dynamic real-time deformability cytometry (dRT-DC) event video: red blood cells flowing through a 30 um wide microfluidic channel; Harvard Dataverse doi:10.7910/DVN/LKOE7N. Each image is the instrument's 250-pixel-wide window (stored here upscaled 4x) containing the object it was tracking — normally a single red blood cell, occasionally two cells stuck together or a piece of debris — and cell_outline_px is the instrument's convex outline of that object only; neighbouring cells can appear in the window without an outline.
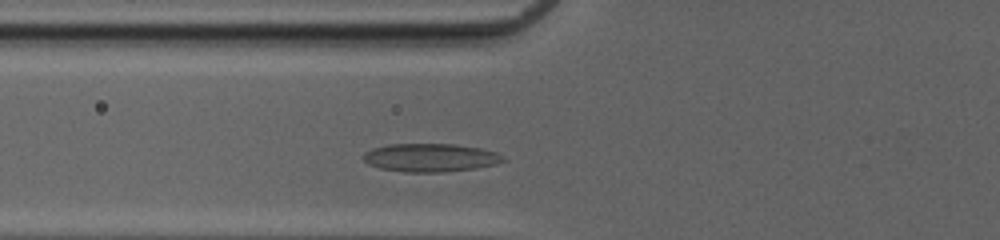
{"species": "common noctule bat (a hibernating species)", "species_latin": "Nyctalus noctula", "temperature_condition": "cold", "stored_images_in_passage": 34, "camera_frame_rate_fps": 3000, "um_per_image_px": 0.085, "animal": {"sex": "female", "body_mass_g": 20.0, "forearm_length_mm": 54.0}, "frame": {"image": 1, "passage_image": 7, "time_ms": 2.0, "image_size_px": [1000, 240], "cell_outline_px": [[508, 160], [496, 164], [476, 168], [444, 172], [404, 172], [380, 168], [368, 164], [364, 160], [364, 152], [372, 148], [388, 144], [452, 144], [480, 148], [496, 152], [504, 156]], "centroid_in_image_um": [36.6, 13.4], "position_along_channel_um": 89.2, "area_um2": 23.12}}
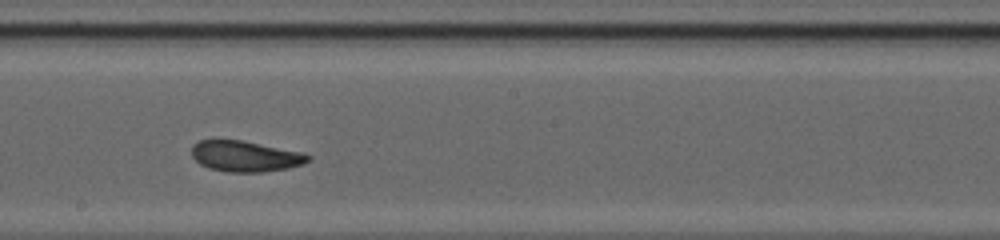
{"frame": {"image": 2, "passage_image": 17, "time_ms": 5.333, "image_size_px": [1000, 240], "cell_outline_px": [[312, 156], [304, 164], [284, 168], [260, 172], [228, 172], [208, 168], [200, 164], [192, 156], [192, 144], [200, 140], [240, 140], [300, 152]], "centroid_in_image_um": [20.8, 13.28], "position_along_channel_um": 227.4, "area_um2": 20.58}}
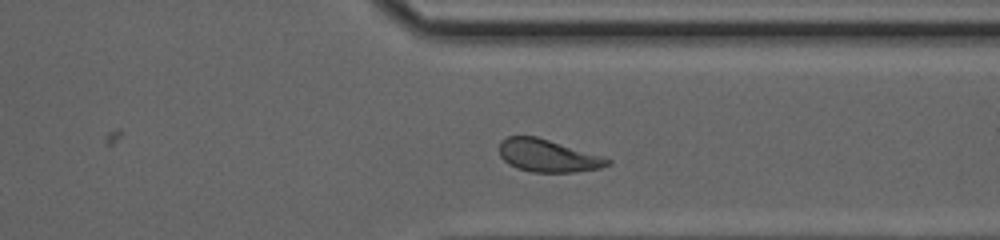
{"frame": {"image": 3, "passage_image": 27, "time_ms": 8.667, "image_size_px": [1000, 240], "cell_outline_px": [[612, 164], [600, 168], [576, 172], [532, 172], [516, 168], [508, 164], [500, 156], [500, 144], [508, 136], [536, 136], [612, 160]], "centroid_in_image_um": [46.55, 13.25], "position_along_channel_um": 364.9, "area_um2": 20.17}, "authors_computed_cell_mechanics": {"area_um2": 21.1837, "velocity_mm_per_s": 4.1156, "shape_relaxation_time_tau1_ms": 3.5537, "shape_relaxation_time_tau2_ms": 1.6827, "deformation_change_tau1": 0.1277, "deformation_change_tau2": 0.0705}}